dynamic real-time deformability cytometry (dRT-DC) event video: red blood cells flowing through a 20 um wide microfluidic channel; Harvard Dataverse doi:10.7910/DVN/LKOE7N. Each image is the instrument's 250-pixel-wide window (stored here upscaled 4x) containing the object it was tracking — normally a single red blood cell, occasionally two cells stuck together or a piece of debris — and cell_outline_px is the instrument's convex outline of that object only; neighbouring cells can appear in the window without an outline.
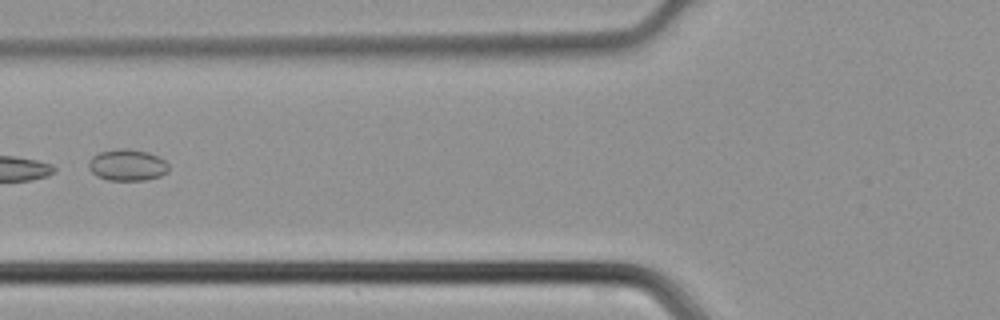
{"species": "common noctule bat (a hibernating species)", "species_latin": "Nyctalus noctula", "temperature_condition": "cold", "stored_images_in_passage": 32, "camera_frame_rate_fps": 3000, "um_per_image_px": 0.085, "animal": {"sex": "male", "body_mass_g": 21.5, "forearm_length_mm": 52.0}, "frame": {"image": 1, "passage_image": 6, "time_ms": 1.667, "image_size_px": [1000, 320], "cell_outline_px": [[168, 172], [160, 176], [148, 180], [108, 180], [96, 176], [88, 168], [88, 160], [92, 156], [100, 152], [116, 148], [124, 148], [148, 152], [164, 160], [168, 164]], "centroid_in_image_um": [10.79, 14.03], "position_along_channel_um": 115.0, "area_um2": 14.8}}
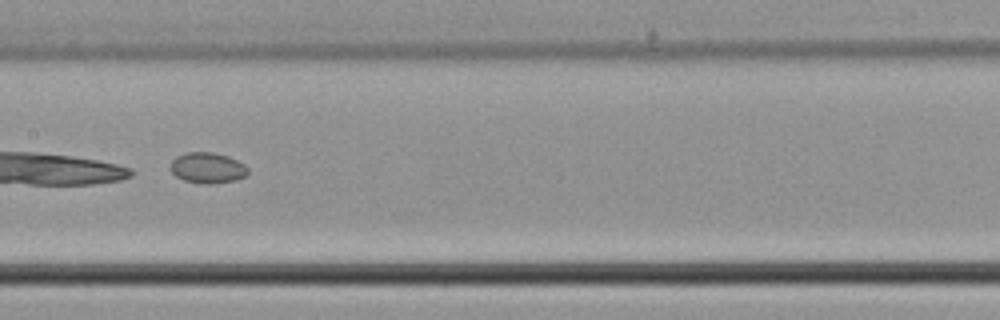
{"frame": {"image": 2, "passage_image": 11, "time_ms": 3.333, "image_size_px": [1000, 320], "cell_outline_px": [[248, 172], [244, 176], [236, 180], [216, 184], [204, 184], [184, 180], [176, 176], [172, 172], [172, 160], [176, 156], [184, 152], [212, 152], [228, 156], [244, 164], [248, 168]], "centroid_in_image_um": [17.65, 14.27], "position_along_channel_um": 189.8, "area_um2": 13.87}}
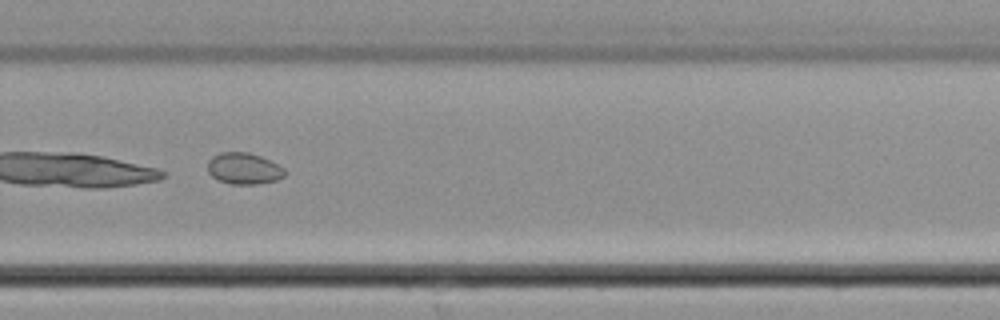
{"frame": {"image": 3, "passage_image": 19, "time_ms": 6.0, "image_size_px": [1000, 320], "cell_outline_px": [[288, 172], [284, 176], [276, 180], [256, 184], [232, 184], [220, 180], [212, 176], [208, 172], [208, 160], [212, 156], [220, 152], [248, 152], [260, 156], [284, 168]], "centroid_in_image_um": [20.73, 14.32], "position_along_channel_um": 309.1, "area_um2": 14.05}}